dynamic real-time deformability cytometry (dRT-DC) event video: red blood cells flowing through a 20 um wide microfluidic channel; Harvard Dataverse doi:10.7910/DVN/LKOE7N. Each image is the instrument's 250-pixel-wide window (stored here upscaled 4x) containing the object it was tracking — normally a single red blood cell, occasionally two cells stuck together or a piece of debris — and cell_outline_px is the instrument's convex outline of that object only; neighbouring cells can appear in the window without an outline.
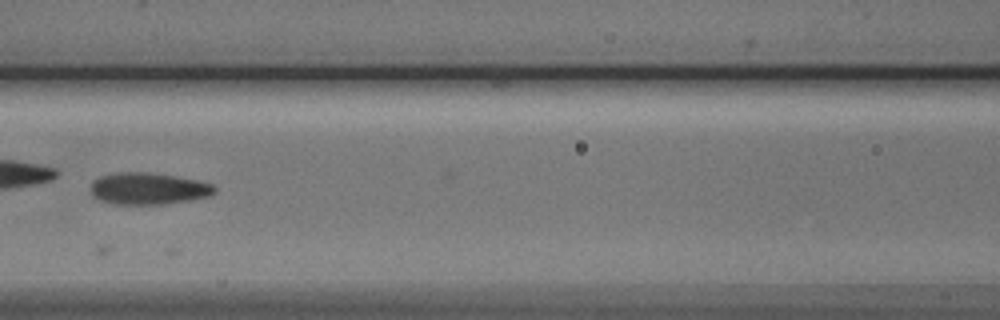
{"species": "Egyptian fruit bat (a non-hibernating species)", "species_latin": "Rousettus aegyptiacus", "temperature_condition": "cold", "stored_images_in_passage": 9, "camera_frame_rate_fps": 3000, "um_per_image_px": 0.085, "animal": {"sex": "male"}, "frame": {"image": 1, "passage_image": 6, "time_ms": 7.0, "image_size_px": [1000, 320], "cell_outline_px": [[216, 192], [212, 196], [164, 204], [112, 204], [100, 200], [92, 196], [92, 180], [100, 176], [116, 172], [148, 172], [176, 176], [196, 180], [212, 184], [216, 188]], "centroid_in_image_um": [12.6, 16.03], "position_along_channel_um": 154.0, "area_um2": 23.06}}
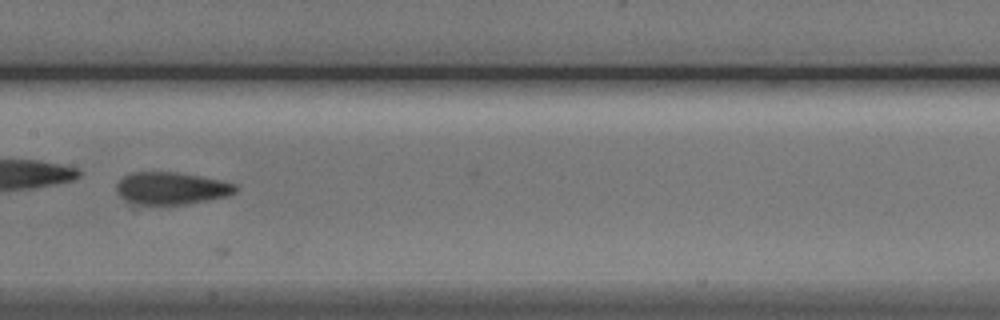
{"frame": {"image": 2, "passage_image": 7, "time_ms": 8.0, "image_size_px": [1000, 320], "cell_outline_px": [[236, 192], [228, 196], [208, 200], [184, 204], [140, 204], [124, 200], [116, 192], [116, 184], [124, 176], [132, 172], [176, 172], [200, 176], [220, 180], [236, 184]], "centroid_in_image_um": [14.56, 16.0], "position_along_channel_um": 192.8, "area_um2": 22.31}}